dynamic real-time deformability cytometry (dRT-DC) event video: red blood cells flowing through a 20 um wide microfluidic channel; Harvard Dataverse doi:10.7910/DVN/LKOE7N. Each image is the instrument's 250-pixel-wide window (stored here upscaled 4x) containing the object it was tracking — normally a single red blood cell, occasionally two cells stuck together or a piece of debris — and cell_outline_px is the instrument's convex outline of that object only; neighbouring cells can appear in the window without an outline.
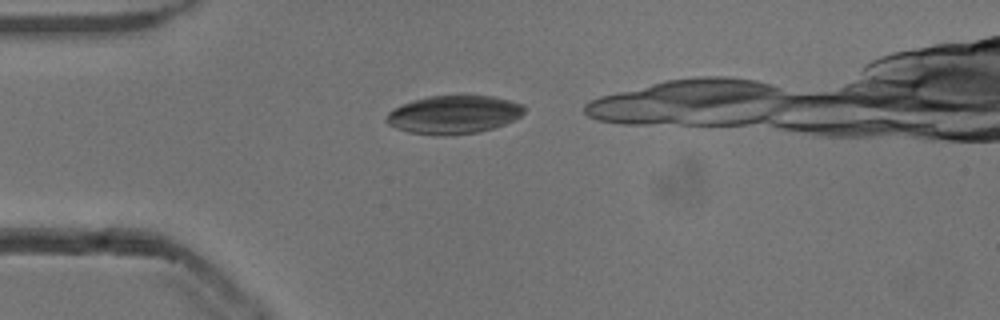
{"species": "common noctule bat (a hibernating species)", "species_latin": "Nyctalus noctula", "temperature_condition": "cold", "stored_images_in_passage": 12, "camera_frame_rate_fps": 3000, "um_per_image_px": 0.085, "animal": {"sex": "male", "body_mass_g": 13.3}, "frame": {"image": 1, "passage_image": 3, "time_ms": 0.667, "image_size_px": [1000, 320], "cell_outline_px": [[528, 108], [520, 116], [504, 124], [492, 128], [476, 132], [444, 136], [408, 132], [396, 128], [388, 124], [384, 120], [388, 112], [392, 108], [412, 100], [428, 96], [492, 96], [524, 104]], "centroid_in_image_um": [38.54, 9.74], "position_along_channel_um": 46.5, "area_um2": 30.75}}
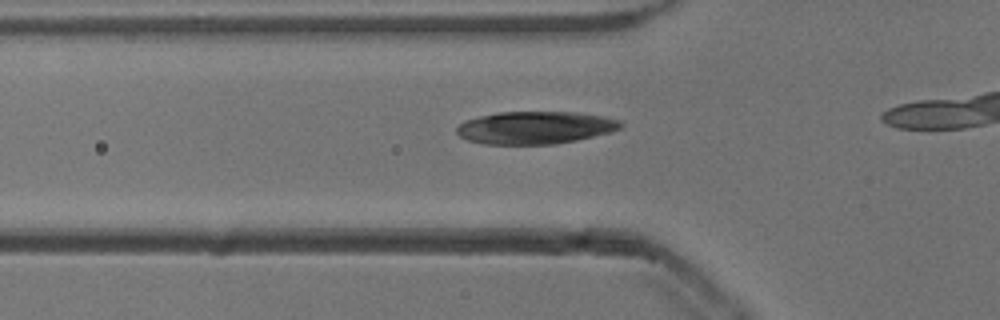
{"frame": {"image": 2, "passage_image": 7, "time_ms": 2.0, "image_size_px": [1000, 320], "cell_outline_px": [[624, 124], [620, 128], [612, 132], [576, 140], [552, 144], [484, 144], [468, 140], [460, 136], [456, 132], [456, 128], [464, 120], [480, 116], [500, 112], [576, 112], [604, 116], [620, 120]], "centroid_in_image_um": [45.51, 10.84], "position_along_channel_um": 80.3, "area_um2": 31.15}}
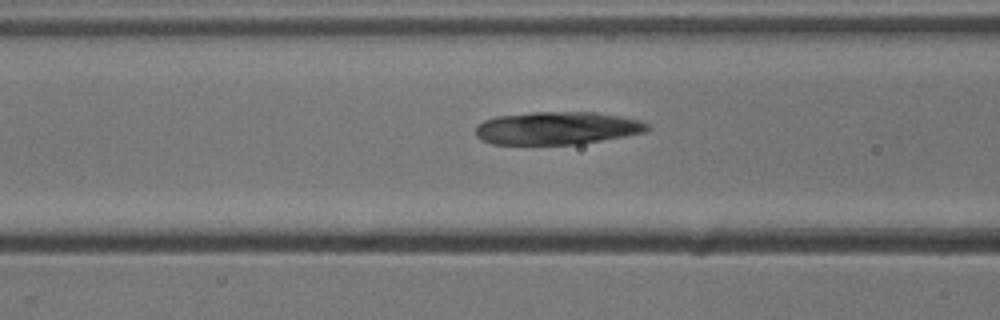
{"frame": {"image": 3, "passage_image": 10, "time_ms": 3.0, "image_size_px": [1000, 320], "cell_outline_px": [[648, 128], [644, 132], [624, 136], [580, 144], [492, 144], [476, 136], [476, 128], [484, 120], [496, 116], [532, 112], [592, 112], [620, 116], [640, 120], [648, 124]], "centroid_in_image_um": [47.34, 10.89], "position_along_channel_um": 119.3, "area_um2": 32.6}}